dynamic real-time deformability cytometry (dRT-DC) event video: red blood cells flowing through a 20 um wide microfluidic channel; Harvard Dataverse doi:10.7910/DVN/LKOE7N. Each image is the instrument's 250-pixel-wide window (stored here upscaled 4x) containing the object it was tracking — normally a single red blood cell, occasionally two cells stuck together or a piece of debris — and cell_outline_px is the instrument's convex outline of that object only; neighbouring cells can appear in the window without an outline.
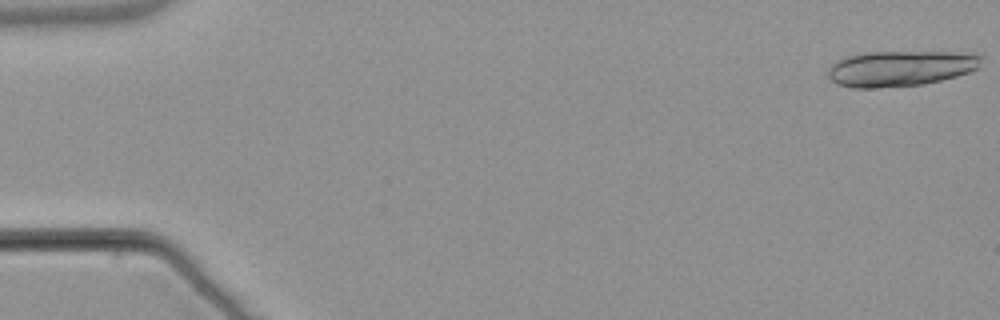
{"species": "common noctule bat (a hibernating species)", "species_latin": "Nyctalus noctula", "temperature_condition": "warm", "stored_images_in_passage": 13, "camera_frame_rate_fps": 3000, "um_per_image_px": 0.085, "animal": {"sex": "male", "body_mass_g": 21.5, "forearm_length_mm": 52.0}, "frame": {"image": 1, "passage_image": 1, "time_ms": 0.0, "image_size_px": [1000, 320], "cell_outline_px": [[984, 56], [980, 68], [956, 76], [924, 84], [876, 88], [852, 88], [836, 84], [828, 76], [828, 68], [836, 60], [848, 56], [864, 52], [980, 52]], "centroid_in_image_um": [76.59, 5.8], "position_along_channel_um": 8.4, "area_um2": 32.31}}